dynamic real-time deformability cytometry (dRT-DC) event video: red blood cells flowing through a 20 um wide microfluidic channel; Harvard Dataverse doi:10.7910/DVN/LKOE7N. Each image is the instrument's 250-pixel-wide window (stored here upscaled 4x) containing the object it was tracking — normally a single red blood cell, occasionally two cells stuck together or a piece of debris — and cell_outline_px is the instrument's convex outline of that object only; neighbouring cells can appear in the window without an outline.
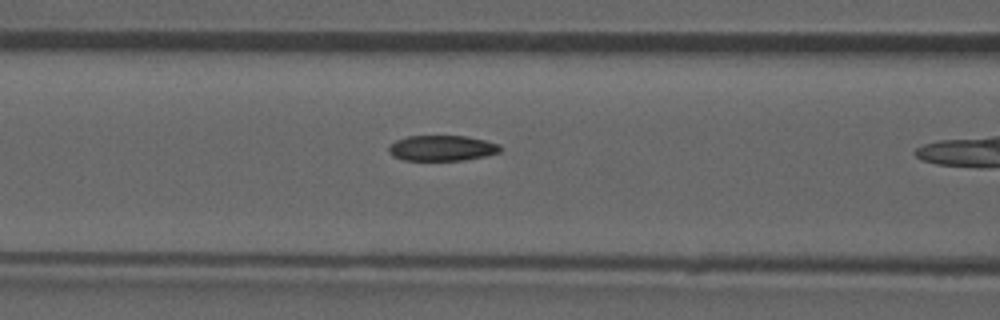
{"species": "common noctule bat (a hibernating species)", "species_latin": "Nyctalus noctula", "temperature_condition": "room temperature", "stored_images_in_passage": 11, "camera_frame_rate_fps": 3000, "um_per_image_px": 0.085, "animal": {"sex": "male", "forearm_length_mm": 52.5}, "frame": {"image": 1, "passage_image": 10, "time_ms": 3.0, "image_size_px": [1000, 320], "cell_outline_px": [[500, 152], [484, 156], [464, 160], [404, 160], [392, 156], [388, 152], [388, 144], [396, 140], [408, 136], [468, 136], [500, 144]], "centroid_in_image_um": [37.53, 12.58], "position_along_channel_um": 129.1, "area_um2": 16.65}}